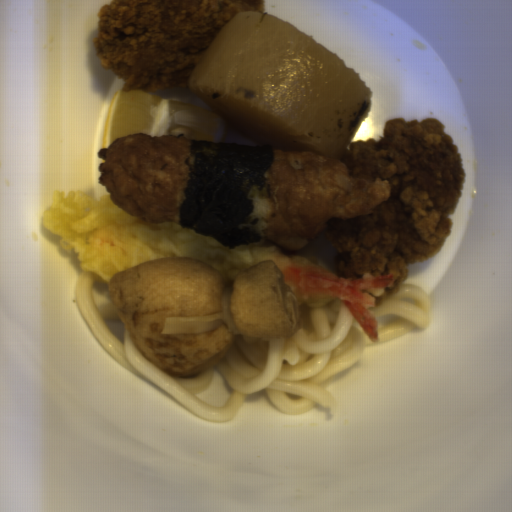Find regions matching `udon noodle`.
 I'll return each mask as SVG.
<instances>
[{
    "instance_id": "obj_1",
    "label": "udon noodle",
    "mask_w": 512,
    "mask_h": 512,
    "mask_svg": "<svg viewBox=\"0 0 512 512\" xmlns=\"http://www.w3.org/2000/svg\"><path fill=\"white\" fill-rule=\"evenodd\" d=\"M96 278L80 269L76 300L100 346L121 366L206 421L228 423L247 396L262 391L282 414L312 411L335 404L323 384L351 368L372 345L367 332L340 301L323 298L300 305L301 326L292 337L233 338L231 349L214 365L232 393L225 404L208 405L194 392L212 380L214 368L194 377H174L155 366L138 349L125 323L121 341L106 320L121 319L113 301L104 309L92 296Z\"/></svg>"
},
{
    "instance_id": "obj_2",
    "label": "udon noodle",
    "mask_w": 512,
    "mask_h": 512,
    "mask_svg": "<svg viewBox=\"0 0 512 512\" xmlns=\"http://www.w3.org/2000/svg\"><path fill=\"white\" fill-rule=\"evenodd\" d=\"M369 309L376 319L386 315L402 316V320L377 332L378 341L392 342L415 329L426 328L430 317V298L421 286L402 284L386 303H376Z\"/></svg>"
}]
</instances>
